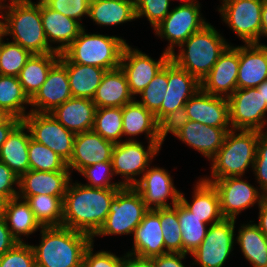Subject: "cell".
I'll use <instances>...</instances> for the list:
<instances>
[{
	"instance_id": "obj_28",
	"label": "cell",
	"mask_w": 267,
	"mask_h": 267,
	"mask_svg": "<svg viewBox=\"0 0 267 267\" xmlns=\"http://www.w3.org/2000/svg\"><path fill=\"white\" fill-rule=\"evenodd\" d=\"M193 200L188 202L184 193L180 194V202L189 209L202 222L215 224L224 219L220 209V199L216 188L212 183L200 178L194 186Z\"/></svg>"
},
{
	"instance_id": "obj_17",
	"label": "cell",
	"mask_w": 267,
	"mask_h": 267,
	"mask_svg": "<svg viewBox=\"0 0 267 267\" xmlns=\"http://www.w3.org/2000/svg\"><path fill=\"white\" fill-rule=\"evenodd\" d=\"M238 71L239 46L230 44L200 82L201 89L211 95L228 98L237 90Z\"/></svg>"
},
{
	"instance_id": "obj_37",
	"label": "cell",
	"mask_w": 267,
	"mask_h": 267,
	"mask_svg": "<svg viewBox=\"0 0 267 267\" xmlns=\"http://www.w3.org/2000/svg\"><path fill=\"white\" fill-rule=\"evenodd\" d=\"M27 105L30 99L18 77L0 75V108L9 116L23 120L30 113L26 111Z\"/></svg>"
},
{
	"instance_id": "obj_33",
	"label": "cell",
	"mask_w": 267,
	"mask_h": 267,
	"mask_svg": "<svg viewBox=\"0 0 267 267\" xmlns=\"http://www.w3.org/2000/svg\"><path fill=\"white\" fill-rule=\"evenodd\" d=\"M100 26H113L136 20L135 0H90L89 16Z\"/></svg>"
},
{
	"instance_id": "obj_15",
	"label": "cell",
	"mask_w": 267,
	"mask_h": 267,
	"mask_svg": "<svg viewBox=\"0 0 267 267\" xmlns=\"http://www.w3.org/2000/svg\"><path fill=\"white\" fill-rule=\"evenodd\" d=\"M169 60L170 54L165 51L156 61L128 44L124 47L120 67L127 77L129 90L134 99L136 95L141 94Z\"/></svg>"
},
{
	"instance_id": "obj_2",
	"label": "cell",
	"mask_w": 267,
	"mask_h": 267,
	"mask_svg": "<svg viewBox=\"0 0 267 267\" xmlns=\"http://www.w3.org/2000/svg\"><path fill=\"white\" fill-rule=\"evenodd\" d=\"M39 231L40 243L31 245L36 267H77L92 243L90 235L64 226L42 227Z\"/></svg>"
},
{
	"instance_id": "obj_34",
	"label": "cell",
	"mask_w": 267,
	"mask_h": 267,
	"mask_svg": "<svg viewBox=\"0 0 267 267\" xmlns=\"http://www.w3.org/2000/svg\"><path fill=\"white\" fill-rule=\"evenodd\" d=\"M3 217L12 236L20 243L24 242L22 235L27 237L42 228L29 203L18 196L5 201Z\"/></svg>"
},
{
	"instance_id": "obj_36",
	"label": "cell",
	"mask_w": 267,
	"mask_h": 267,
	"mask_svg": "<svg viewBox=\"0 0 267 267\" xmlns=\"http://www.w3.org/2000/svg\"><path fill=\"white\" fill-rule=\"evenodd\" d=\"M253 222L250 220L249 223L241 225L235 243L239 245L245 259L252 267H265L267 265V238Z\"/></svg>"
},
{
	"instance_id": "obj_4",
	"label": "cell",
	"mask_w": 267,
	"mask_h": 267,
	"mask_svg": "<svg viewBox=\"0 0 267 267\" xmlns=\"http://www.w3.org/2000/svg\"><path fill=\"white\" fill-rule=\"evenodd\" d=\"M229 45L208 23L179 46L178 54L175 51L170 54V60L201 82Z\"/></svg>"
},
{
	"instance_id": "obj_40",
	"label": "cell",
	"mask_w": 267,
	"mask_h": 267,
	"mask_svg": "<svg viewBox=\"0 0 267 267\" xmlns=\"http://www.w3.org/2000/svg\"><path fill=\"white\" fill-rule=\"evenodd\" d=\"M93 130L115 144L122 142V108H96Z\"/></svg>"
},
{
	"instance_id": "obj_47",
	"label": "cell",
	"mask_w": 267,
	"mask_h": 267,
	"mask_svg": "<svg viewBox=\"0 0 267 267\" xmlns=\"http://www.w3.org/2000/svg\"><path fill=\"white\" fill-rule=\"evenodd\" d=\"M0 267H36L32 246L18 242L0 257Z\"/></svg>"
},
{
	"instance_id": "obj_44",
	"label": "cell",
	"mask_w": 267,
	"mask_h": 267,
	"mask_svg": "<svg viewBox=\"0 0 267 267\" xmlns=\"http://www.w3.org/2000/svg\"><path fill=\"white\" fill-rule=\"evenodd\" d=\"M167 64L155 75L153 80L141 92V100H137L154 115L160 110L167 92Z\"/></svg>"
},
{
	"instance_id": "obj_61",
	"label": "cell",
	"mask_w": 267,
	"mask_h": 267,
	"mask_svg": "<svg viewBox=\"0 0 267 267\" xmlns=\"http://www.w3.org/2000/svg\"><path fill=\"white\" fill-rule=\"evenodd\" d=\"M173 1V0H170ZM181 3V5H189V4H194V3H199V1L197 0H179Z\"/></svg>"
},
{
	"instance_id": "obj_25",
	"label": "cell",
	"mask_w": 267,
	"mask_h": 267,
	"mask_svg": "<svg viewBox=\"0 0 267 267\" xmlns=\"http://www.w3.org/2000/svg\"><path fill=\"white\" fill-rule=\"evenodd\" d=\"M132 255L154 258L165 254V244L160 224V208L149 210L135 228Z\"/></svg>"
},
{
	"instance_id": "obj_54",
	"label": "cell",
	"mask_w": 267,
	"mask_h": 267,
	"mask_svg": "<svg viewBox=\"0 0 267 267\" xmlns=\"http://www.w3.org/2000/svg\"><path fill=\"white\" fill-rule=\"evenodd\" d=\"M17 243L18 241L12 236L4 217H0V257Z\"/></svg>"
},
{
	"instance_id": "obj_64",
	"label": "cell",
	"mask_w": 267,
	"mask_h": 267,
	"mask_svg": "<svg viewBox=\"0 0 267 267\" xmlns=\"http://www.w3.org/2000/svg\"><path fill=\"white\" fill-rule=\"evenodd\" d=\"M77 267H87V265L84 263V262H82L80 265H78Z\"/></svg>"
},
{
	"instance_id": "obj_24",
	"label": "cell",
	"mask_w": 267,
	"mask_h": 267,
	"mask_svg": "<svg viewBox=\"0 0 267 267\" xmlns=\"http://www.w3.org/2000/svg\"><path fill=\"white\" fill-rule=\"evenodd\" d=\"M267 79V45L250 43L239 46L237 89L256 88Z\"/></svg>"
},
{
	"instance_id": "obj_62",
	"label": "cell",
	"mask_w": 267,
	"mask_h": 267,
	"mask_svg": "<svg viewBox=\"0 0 267 267\" xmlns=\"http://www.w3.org/2000/svg\"><path fill=\"white\" fill-rule=\"evenodd\" d=\"M9 115L6 114L1 108H0V123H2Z\"/></svg>"
},
{
	"instance_id": "obj_5",
	"label": "cell",
	"mask_w": 267,
	"mask_h": 267,
	"mask_svg": "<svg viewBox=\"0 0 267 267\" xmlns=\"http://www.w3.org/2000/svg\"><path fill=\"white\" fill-rule=\"evenodd\" d=\"M261 133L255 130H229L226 133L222 147L210 160V177L207 178L206 176L203 179L211 183L214 180L226 177H243L248 167L253 170L257 140Z\"/></svg>"
},
{
	"instance_id": "obj_46",
	"label": "cell",
	"mask_w": 267,
	"mask_h": 267,
	"mask_svg": "<svg viewBox=\"0 0 267 267\" xmlns=\"http://www.w3.org/2000/svg\"><path fill=\"white\" fill-rule=\"evenodd\" d=\"M170 0H135L136 18L146 17L153 29L168 15Z\"/></svg>"
},
{
	"instance_id": "obj_16",
	"label": "cell",
	"mask_w": 267,
	"mask_h": 267,
	"mask_svg": "<svg viewBox=\"0 0 267 267\" xmlns=\"http://www.w3.org/2000/svg\"><path fill=\"white\" fill-rule=\"evenodd\" d=\"M149 210L173 207L180 201V190L173 183L170 173L160 167H148L133 186ZM171 198V204L167 200Z\"/></svg>"
},
{
	"instance_id": "obj_49",
	"label": "cell",
	"mask_w": 267,
	"mask_h": 267,
	"mask_svg": "<svg viewBox=\"0 0 267 267\" xmlns=\"http://www.w3.org/2000/svg\"><path fill=\"white\" fill-rule=\"evenodd\" d=\"M189 121L186 109L184 107L178 108L168 115L164 116L158 122V137L160 146H162L164 139L168 133L176 135L182 130L183 126Z\"/></svg>"
},
{
	"instance_id": "obj_45",
	"label": "cell",
	"mask_w": 267,
	"mask_h": 267,
	"mask_svg": "<svg viewBox=\"0 0 267 267\" xmlns=\"http://www.w3.org/2000/svg\"><path fill=\"white\" fill-rule=\"evenodd\" d=\"M80 175L84 176L89 182L83 185L95 188H122L120 182H112L114 173L112 161L99 162L83 168ZM112 178V179H111Z\"/></svg>"
},
{
	"instance_id": "obj_23",
	"label": "cell",
	"mask_w": 267,
	"mask_h": 267,
	"mask_svg": "<svg viewBox=\"0 0 267 267\" xmlns=\"http://www.w3.org/2000/svg\"><path fill=\"white\" fill-rule=\"evenodd\" d=\"M71 178L68 167L63 171L51 172L29 169L19 177L18 196H64Z\"/></svg>"
},
{
	"instance_id": "obj_26",
	"label": "cell",
	"mask_w": 267,
	"mask_h": 267,
	"mask_svg": "<svg viewBox=\"0 0 267 267\" xmlns=\"http://www.w3.org/2000/svg\"><path fill=\"white\" fill-rule=\"evenodd\" d=\"M231 129L212 127L189 120L176 135V138L210 161L222 147L226 133Z\"/></svg>"
},
{
	"instance_id": "obj_63",
	"label": "cell",
	"mask_w": 267,
	"mask_h": 267,
	"mask_svg": "<svg viewBox=\"0 0 267 267\" xmlns=\"http://www.w3.org/2000/svg\"><path fill=\"white\" fill-rule=\"evenodd\" d=\"M4 203H5V200L0 197V217L3 216Z\"/></svg>"
},
{
	"instance_id": "obj_41",
	"label": "cell",
	"mask_w": 267,
	"mask_h": 267,
	"mask_svg": "<svg viewBox=\"0 0 267 267\" xmlns=\"http://www.w3.org/2000/svg\"><path fill=\"white\" fill-rule=\"evenodd\" d=\"M160 224L166 253H182L181 228L178 220V203L160 208Z\"/></svg>"
},
{
	"instance_id": "obj_13",
	"label": "cell",
	"mask_w": 267,
	"mask_h": 267,
	"mask_svg": "<svg viewBox=\"0 0 267 267\" xmlns=\"http://www.w3.org/2000/svg\"><path fill=\"white\" fill-rule=\"evenodd\" d=\"M29 129L31 139L49 147L66 163L73 154L76 134L66 129L49 113L31 112L22 120Z\"/></svg>"
},
{
	"instance_id": "obj_18",
	"label": "cell",
	"mask_w": 267,
	"mask_h": 267,
	"mask_svg": "<svg viewBox=\"0 0 267 267\" xmlns=\"http://www.w3.org/2000/svg\"><path fill=\"white\" fill-rule=\"evenodd\" d=\"M167 92L160 110L155 114L159 122L164 116L184 107L188 100L201 89L200 81L172 60L167 62Z\"/></svg>"
},
{
	"instance_id": "obj_31",
	"label": "cell",
	"mask_w": 267,
	"mask_h": 267,
	"mask_svg": "<svg viewBox=\"0 0 267 267\" xmlns=\"http://www.w3.org/2000/svg\"><path fill=\"white\" fill-rule=\"evenodd\" d=\"M30 139L29 129L21 121L0 148V161L5 163L18 177L30 169L28 158Z\"/></svg>"
},
{
	"instance_id": "obj_22",
	"label": "cell",
	"mask_w": 267,
	"mask_h": 267,
	"mask_svg": "<svg viewBox=\"0 0 267 267\" xmlns=\"http://www.w3.org/2000/svg\"><path fill=\"white\" fill-rule=\"evenodd\" d=\"M40 11L44 33L49 46L57 53L62 52L78 37L83 25L52 10L43 0H40ZM57 43L58 46H52Z\"/></svg>"
},
{
	"instance_id": "obj_59",
	"label": "cell",
	"mask_w": 267,
	"mask_h": 267,
	"mask_svg": "<svg viewBox=\"0 0 267 267\" xmlns=\"http://www.w3.org/2000/svg\"><path fill=\"white\" fill-rule=\"evenodd\" d=\"M5 28V2L0 1V39H4V36L6 37Z\"/></svg>"
},
{
	"instance_id": "obj_20",
	"label": "cell",
	"mask_w": 267,
	"mask_h": 267,
	"mask_svg": "<svg viewBox=\"0 0 267 267\" xmlns=\"http://www.w3.org/2000/svg\"><path fill=\"white\" fill-rule=\"evenodd\" d=\"M115 143L104 139L93 129L78 133L74 139L73 154L67 163L72 173H78L85 167L112 160ZM72 170V171H71Z\"/></svg>"
},
{
	"instance_id": "obj_19",
	"label": "cell",
	"mask_w": 267,
	"mask_h": 267,
	"mask_svg": "<svg viewBox=\"0 0 267 267\" xmlns=\"http://www.w3.org/2000/svg\"><path fill=\"white\" fill-rule=\"evenodd\" d=\"M70 98L72 95L67 69L58 61L50 69L44 84L30 99L32 108L29 112L50 113Z\"/></svg>"
},
{
	"instance_id": "obj_14",
	"label": "cell",
	"mask_w": 267,
	"mask_h": 267,
	"mask_svg": "<svg viewBox=\"0 0 267 267\" xmlns=\"http://www.w3.org/2000/svg\"><path fill=\"white\" fill-rule=\"evenodd\" d=\"M216 188L224 218L236 219L243 210L262 203L266 195L260 189L242 180V176L226 177L211 182ZM259 190V191H258Z\"/></svg>"
},
{
	"instance_id": "obj_9",
	"label": "cell",
	"mask_w": 267,
	"mask_h": 267,
	"mask_svg": "<svg viewBox=\"0 0 267 267\" xmlns=\"http://www.w3.org/2000/svg\"><path fill=\"white\" fill-rule=\"evenodd\" d=\"M221 1L220 17L243 43H260L263 0Z\"/></svg>"
},
{
	"instance_id": "obj_27",
	"label": "cell",
	"mask_w": 267,
	"mask_h": 267,
	"mask_svg": "<svg viewBox=\"0 0 267 267\" xmlns=\"http://www.w3.org/2000/svg\"><path fill=\"white\" fill-rule=\"evenodd\" d=\"M96 106L91 99L72 97L49 114L66 129L78 134L93 129Z\"/></svg>"
},
{
	"instance_id": "obj_7",
	"label": "cell",
	"mask_w": 267,
	"mask_h": 267,
	"mask_svg": "<svg viewBox=\"0 0 267 267\" xmlns=\"http://www.w3.org/2000/svg\"><path fill=\"white\" fill-rule=\"evenodd\" d=\"M149 211L140 193L131 186H123L110 204L104 224L92 237L134 234L135 228Z\"/></svg>"
},
{
	"instance_id": "obj_11",
	"label": "cell",
	"mask_w": 267,
	"mask_h": 267,
	"mask_svg": "<svg viewBox=\"0 0 267 267\" xmlns=\"http://www.w3.org/2000/svg\"><path fill=\"white\" fill-rule=\"evenodd\" d=\"M200 5V3L180 4L173 9L171 8L164 20L154 28L155 35L170 43L165 48V52L172 54L175 51L174 47H179L193 33L200 31L208 24L200 13Z\"/></svg>"
},
{
	"instance_id": "obj_8",
	"label": "cell",
	"mask_w": 267,
	"mask_h": 267,
	"mask_svg": "<svg viewBox=\"0 0 267 267\" xmlns=\"http://www.w3.org/2000/svg\"><path fill=\"white\" fill-rule=\"evenodd\" d=\"M147 143V149L139 140H123L115 144L111 161L114 176L121 175L122 177L119 181L122 186L133 187L138 182L136 176L143 175L161 150L160 142L148 141Z\"/></svg>"
},
{
	"instance_id": "obj_6",
	"label": "cell",
	"mask_w": 267,
	"mask_h": 267,
	"mask_svg": "<svg viewBox=\"0 0 267 267\" xmlns=\"http://www.w3.org/2000/svg\"><path fill=\"white\" fill-rule=\"evenodd\" d=\"M80 31L78 37L62 52L70 62L113 70L120 67L125 39L117 36Z\"/></svg>"
},
{
	"instance_id": "obj_39",
	"label": "cell",
	"mask_w": 267,
	"mask_h": 267,
	"mask_svg": "<svg viewBox=\"0 0 267 267\" xmlns=\"http://www.w3.org/2000/svg\"><path fill=\"white\" fill-rule=\"evenodd\" d=\"M178 220L182 232V253L192 254L205 238L208 224L202 222L180 201L178 202Z\"/></svg>"
},
{
	"instance_id": "obj_35",
	"label": "cell",
	"mask_w": 267,
	"mask_h": 267,
	"mask_svg": "<svg viewBox=\"0 0 267 267\" xmlns=\"http://www.w3.org/2000/svg\"><path fill=\"white\" fill-rule=\"evenodd\" d=\"M57 52L32 54L21 69L18 79L23 91L31 99L47 79L50 69L59 61Z\"/></svg>"
},
{
	"instance_id": "obj_29",
	"label": "cell",
	"mask_w": 267,
	"mask_h": 267,
	"mask_svg": "<svg viewBox=\"0 0 267 267\" xmlns=\"http://www.w3.org/2000/svg\"><path fill=\"white\" fill-rule=\"evenodd\" d=\"M133 100L127 77L121 67L106 71L92 99L96 108H122Z\"/></svg>"
},
{
	"instance_id": "obj_55",
	"label": "cell",
	"mask_w": 267,
	"mask_h": 267,
	"mask_svg": "<svg viewBox=\"0 0 267 267\" xmlns=\"http://www.w3.org/2000/svg\"><path fill=\"white\" fill-rule=\"evenodd\" d=\"M122 267H154L153 258H144L126 253L124 254Z\"/></svg>"
},
{
	"instance_id": "obj_56",
	"label": "cell",
	"mask_w": 267,
	"mask_h": 267,
	"mask_svg": "<svg viewBox=\"0 0 267 267\" xmlns=\"http://www.w3.org/2000/svg\"><path fill=\"white\" fill-rule=\"evenodd\" d=\"M22 120L8 116L2 123H0V148L8 138L11 131L21 122Z\"/></svg>"
},
{
	"instance_id": "obj_21",
	"label": "cell",
	"mask_w": 267,
	"mask_h": 267,
	"mask_svg": "<svg viewBox=\"0 0 267 267\" xmlns=\"http://www.w3.org/2000/svg\"><path fill=\"white\" fill-rule=\"evenodd\" d=\"M184 108L189 120L212 127L231 128L226 97L211 95L200 89L188 100Z\"/></svg>"
},
{
	"instance_id": "obj_43",
	"label": "cell",
	"mask_w": 267,
	"mask_h": 267,
	"mask_svg": "<svg viewBox=\"0 0 267 267\" xmlns=\"http://www.w3.org/2000/svg\"><path fill=\"white\" fill-rule=\"evenodd\" d=\"M31 55L28 50L19 44L5 42L2 39L0 44V75L18 77Z\"/></svg>"
},
{
	"instance_id": "obj_58",
	"label": "cell",
	"mask_w": 267,
	"mask_h": 267,
	"mask_svg": "<svg viewBox=\"0 0 267 267\" xmlns=\"http://www.w3.org/2000/svg\"><path fill=\"white\" fill-rule=\"evenodd\" d=\"M261 36L267 37V0H263V5H262Z\"/></svg>"
},
{
	"instance_id": "obj_52",
	"label": "cell",
	"mask_w": 267,
	"mask_h": 267,
	"mask_svg": "<svg viewBox=\"0 0 267 267\" xmlns=\"http://www.w3.org/2000/svg\"><path fill=\"white\" fill-rule=\"evenodd\" d=\"M18 182L19 177L5 163L0 161V197L5 201L17 197Z\"/></svg>"
},
{
	"instance_id": "obj_30",
	"label": "cell",
	"mask_w": 267,
	"mask_h": 267,
	"mask_svg": "<svg viewBox=\"0 0 267 267\" xmlns=\"http://www.w3.org/2000/svg\"><path fill=\"white\" fill-rule=\"evenodd\" d=\"M122 129L123 136H130L126 141H136L134 136L145 133L149 142H159L155 115L135 99L122 107Z\"/></svg>"
},
{
	"instance_id": "obj_32",
	"label": "cell",
	"mask_w": 267,
	"mask_h": 267,
	"mask_svg": "<svg viewBox=\"0 0 267 267\" xmlns=\"http://www.w3.org/2000/svg\"><path fill=\"white\" fill-rule=\"evenodd\" d=\"M59 61L66 67L72 97L93 99L107 70L68 61L60 54Z\"/></svg>"
},
{
	"instance_id": "obj_3",
	"label": "cell",
	"mask_w": 267,
	"mask_h": 267,
	"mask_svg": "<svg viewBox=\"0 0 267 267\" xmlns=\"http://www.w3.org/2000/svg\"><path fill=\"white\" fill-rule=\"evenodd\" d=\"M5 35L31 54L54 53L49 46L41 18L40 0H11L5 3Z\"/></svg>"
},
{
	"instance_id": "obj_53",
	"label": "cell",
	"mask_w": 267,
	"mask_h": 267,
	"mask_svg": "<svg viewBox=\"0 0 267 267\" xmlns=\"http://www.w3.org/2000/svg\"><path fill=\"white\" fill-rule=\"evenodd\" d=\"M188 254L166 253L153 258L154 267H185L182 263Z\"/></svg>"
},
{
	"instance_id": "obj_42",
	"label": "cell",
	"mask_w": 267,
	"mask_h": 267,
	"mask_svg": "<svg viewBox=\"0 0 267 267\" xmlns=\"http://www.w3.org/2000/svg\"><path fill=\"white\" fill-rule=\"evenodd\" d=\"M30 170L63 171L67 163L49 147L30 139L28 146Z\"/></svg>"
},
{
	"instance_id": "obj_12",
	"label": "cell",
	"mask_w": 267,
	"mask_h": 267,
	"mask_svg": "<svg viewBox=\"0 0 267 267\" xmlns=\"http://www.w3.org/2000/svg\"><path fill=\"white\" fill-rule=\"evenodd\" d=\"M227 100L232 129L267 131V104L257 88L237 89Z\"/></svg>"
},
{
	"instance_id": "obj_60",
	"label": "cell",
	"mask_w": 267,
	"mask_h": 267,
	"mask_svg": "<svg viewBox=\"0 0 267 267\" xmlns=\"http://www.w3.org/2000/svg\"><path fill=\"white\" fill-rule=\"evenodd\" d=\"M256 88L259 91V93L262 94L264 102H266L267 104V79L262 84L257 86Z\"/></svg>"
},
{
	"instance_id": "obj_38",
	"label": "cell",
	"mask_w": 267,
	"mask_h": 267,
	"mask_svg": "<svg viewBox=\"0 0 267 267\" xmlns=\"http://www.w3.org/2000/svg\"><path fill=\"white\" fill-rule=\"evenodd\" d=\"M25 199L41 227H59L63 221L64 196L34 195L18 196Z\"/></svg>"
},
{
	"instance_id": "obj_50",
	"label": "cell",
	"mask_w": 267,
	"mask_h": 267,
	"mask_svg": "<svg viewBox=\"0 0 267 267\" xmlns=\"http://www.w3.org/2000/svg\"><path fill=\"white\" fill-rule=\"evenodd\" d=\"M253 174L259 189L267 195V132H262L257 140V152L253 166Z\"/></svg>"
},
{
	"instance_id": "obj_10",
	"label": "cell",
	"mask_w": 267,
	"mask_h": 267,
	"mask_svg": "<svg viewBox=\"0 0 267 267\" xmlns=\"http://www.w3.org/2000/svg\"><path fill=\"white\" fill-rule=\"evenodd\" d=\"M236 219L224 218L211 224L198 248L190 254L194 258L191 265L199 267H222L233 251L235 243Z\"/></svg>"
},
{
	"instance_id": "obj_48",
	"label": "cell",
	"mask_w": 267,
	"mask_h": 267,
	"mask_svg": "<svg viewBox=\"0 0 267 267\" xmlns=\"http://www.w3.org/2000/svg\"><path fill=\"white\" fill-rule=\"evenodd\" d=\"M52 10L62 13L81 24L82 17L89 16L90 0H43Z\"/></svg>"
},
{
	"instance_id": "obj_51",
	"label": "cell",
	"mask_w": 267,
	"mask_h": 267,
	"mask_svg": "<svg viewBox=\"0 0 267 267\" xmlns=\"http://www.w3.org/2000/svg\"><path fill=\"white\" fill-rule=\"evenodd\" d=\"M94 241L86 249L83 262L87 267H122L124 256H116L110 251H98L93 253Z\"/></svg>"
},
{
	"instance_id": "obj_57",
	"label": "cell",
	"mask_w": 267,
	"mask_h": 267,
	"mask_svg": "<svg viewBox=\"0 0 267 267\" xmlns=\"http://www.w3.org/2000/svg\"><path fill=\"white\" fill-rule=\"evenodd\" d=\"M259 215H258V223L256 224L260 231L267 238V198H265L262 203L258 206Z\"/></svg>"
},
{
	"instance_id": "obj_1",
	"label": "cell",
	"mask_w": 267,
	"mask_h": 267,
	"mask_svg": "<svg viewBox=\"0 0 267 267\" xmlns=\"http://www.w3.org/2000/svg\"><path fill=\"white\" fill-rule=\"evenodd\" d=\"M119 189L88 187L71 179L63 198L62 226L93 237L104 224Z\"/></svg>"
}]
</instances>
